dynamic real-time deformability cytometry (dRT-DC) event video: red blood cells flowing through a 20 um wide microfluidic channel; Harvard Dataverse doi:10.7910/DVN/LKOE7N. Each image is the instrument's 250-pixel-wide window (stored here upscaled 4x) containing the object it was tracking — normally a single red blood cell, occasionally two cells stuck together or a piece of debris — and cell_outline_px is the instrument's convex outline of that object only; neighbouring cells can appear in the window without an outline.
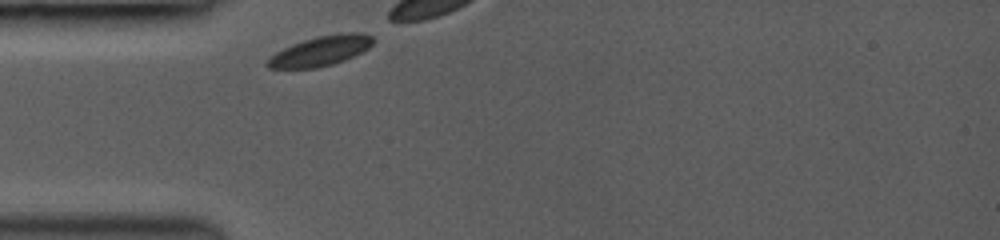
{"species": "common noctule bat (a hibernating species)", "species_latin": "Nyctalus noctula", "temperature_condition": "room temperature", "stored_images_in_passage": 4, "camera_frame_rate_fps": 3000, "um_per_image_px": 0.085, "animal": {"sex": "female", "body_mass_g": 19.0, "forearm_length_mm": 53.3}, "frame": {"image": 1, "passage_image": 1, "time_ms": 0.0, "image_size_px": [1000, 240], "cell_outline_px": [[376, 40], [368, 48], [344, 60], [332, 64], [316, 68], [268, 68], [264, 64], [276, 52], [292, 44], [316, 36], [344, 32], [360, 32], [372, 36]], "centroid_in_image_um": [27.27, 4.31], "position_along_channel_um": 57.7, "area_um2": 18.26}}